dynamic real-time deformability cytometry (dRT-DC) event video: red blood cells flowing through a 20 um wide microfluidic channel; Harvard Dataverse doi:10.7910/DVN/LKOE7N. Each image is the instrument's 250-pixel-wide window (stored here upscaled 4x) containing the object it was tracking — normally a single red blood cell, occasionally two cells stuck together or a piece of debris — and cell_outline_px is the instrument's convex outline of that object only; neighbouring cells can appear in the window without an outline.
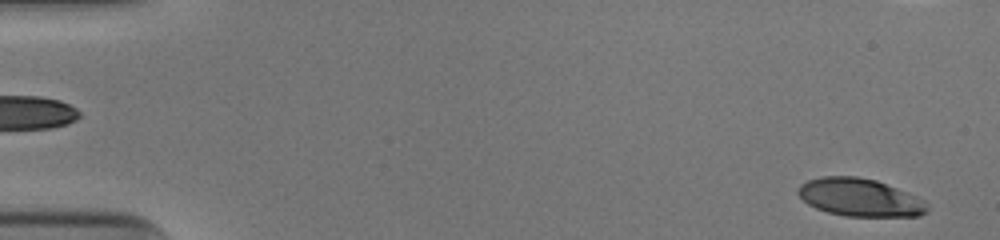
{"species": "human", "species_latin": "Homo sapiens", "temperature_condition": "cold", "stored_images_in_passage": 52, "camera_frame_rate_fps": 3000, "um_per_image_px": 0.085, "donor": {"sex": "male"}, "frame": {"image": 1, "passage_image": 2, "time_ms": 0.333, "image_size_px": [1000, 240], "cell_outline_px": [[928, 212], [920, 216], [844, 216], [828, 212], [816, 208], [808, 204], [796, 192], [796, 188], [800, 184], [808, 180], [824, 176], [856, 176], [876, 180], [896, 188], [924, 200], [928, 208]], "centroid_in_image_um": [73.06, 16.78], "position_along_channel_um": 11.9, "area_um2": 28.38}}
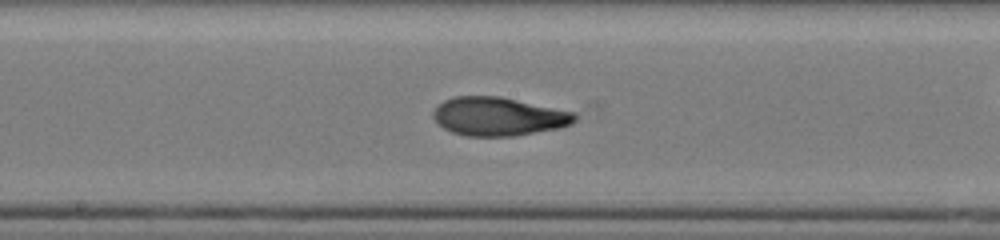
{"frame": {"image": 2, "passage_image": 28, "time_ms": 9.0, "image_size_px": [1000, 240], "cell_outline_px": [[576, 120], [572, 124], [560, 128], [512, 136], [468, 136], [452, 132], [444, 128], [432, 116], [432, 112], [436, 104], [452, 96], [500, 96], [576, 112]], "centroid_in_image_um": [42.37, 9.89], "position_along_channel_um": 205.8, "area_um2": 31.96}}
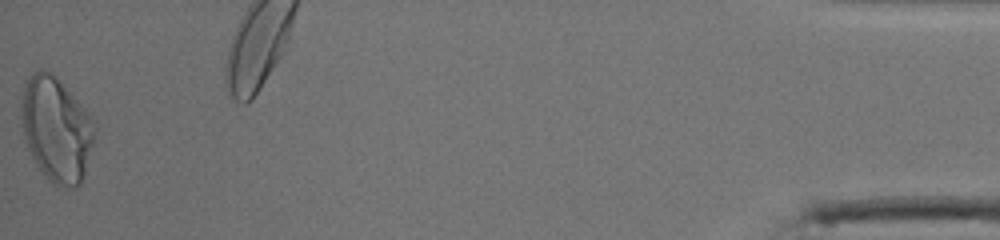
{"frame": {"image": 3, "passage_image": 52, "time_ms": 17.0, "image_size_px": [1000, 240], "cell_outline_px": [[96, 128], [84, 176], [80, 184], [76, 188], [72, 188], [52, 184], [48, 180], [36, 164], [24, 140], [20, 116], [20, 104], [24, 80], [32, 72], [40, 68], [44, 68], [56, 76], [96, 120]], "centroid_in_image_um": [4.77, 10.94], "position_along_channel_um": 430.4, "area_um2": 45.49}, "authors_computed_cell_mechanics": {"area_um2": 31.2987, "velocity_mm_per_s": 3.9449, "shape_relaxation_time_tau1_ms": 5.6013, "shape_relaxation_time_tau2_ms": 1.3717, "deformation_change_tau1": 0.2735, "deformation_change_tau2": 0.0779}}